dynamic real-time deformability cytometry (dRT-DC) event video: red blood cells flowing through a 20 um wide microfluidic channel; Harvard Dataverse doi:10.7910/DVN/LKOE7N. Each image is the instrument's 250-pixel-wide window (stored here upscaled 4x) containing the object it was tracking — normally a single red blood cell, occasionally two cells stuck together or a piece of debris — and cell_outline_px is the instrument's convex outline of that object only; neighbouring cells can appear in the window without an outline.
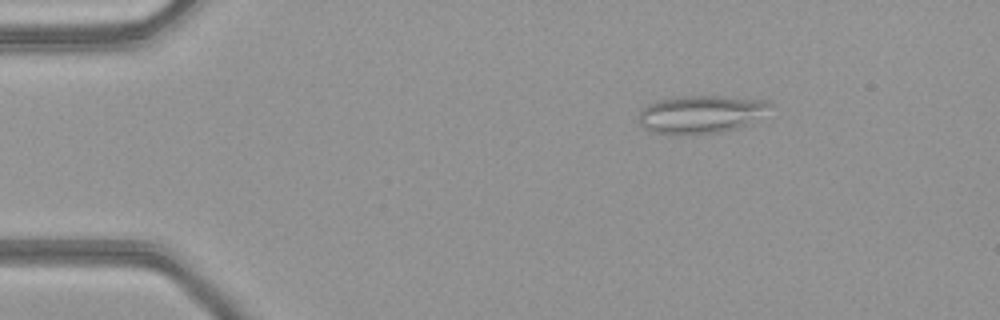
{"species": "common noctule bat (a hibernating species)", "species_latin": "Nyctalus noctula", "temperature_condition": "warm", "stored_images_in_passage": 43, "camera_frame_rate_fps": 3000, "um_per_image_px": 0.085, "animal": {"sex": "female", "body_mass_g": 21.9}, "frame": {"image": 1, "passage_image": 1, "time_ms": 0.0, "image_size_px": [1000, 320], "cell_outline_px": [[772, 104], [752, 124], [720, 132], [652, 132], [644, 128], [636, 120], [640, 108], [656, 100], [680, 96], [720, 96], [772, 100]], "centroid_in_image_um": [59.57, 9.67], "position_along_channel_um": 25.4, "area_um2": 28.73}}
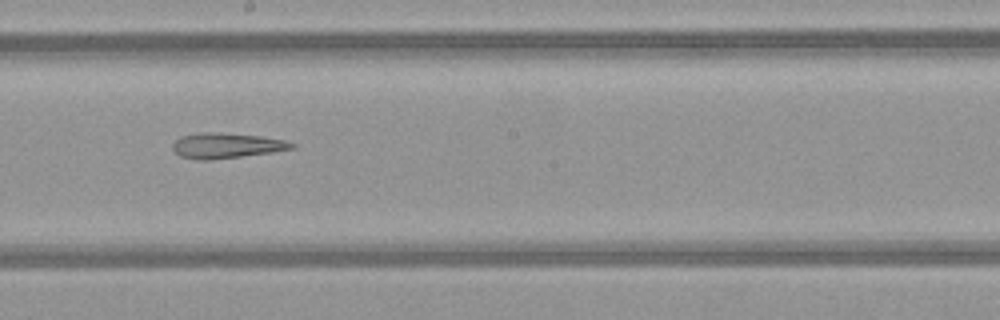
{"frame": {"image": 2, "passage_image": 21, "time_ms": 6.667, "image_size_px": [1000, 320], "cell_outline_px": [[296, 148], [272, 152], [212, 160], [196, 160], [180, 156], [172, 148], [172, 144], [180, 136], [200, 132], [212, 132], [260, 136], [284, 140], [296, 144]], "centroid_in_image_um": [19.23, 12.38], "position_along_channel_um": 229.0, "area_um2": 17.57}}
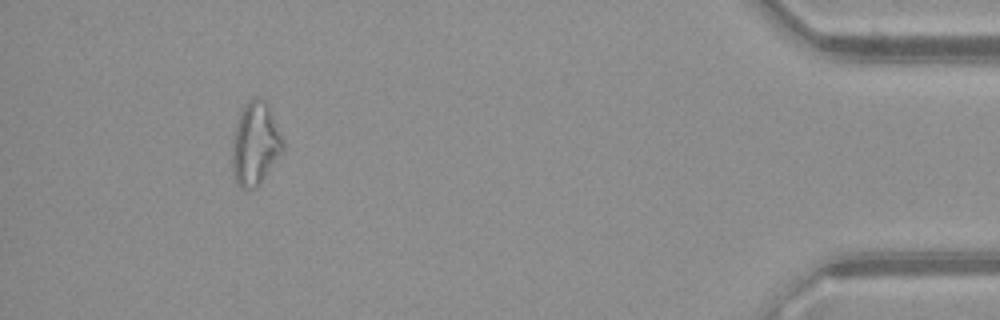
{"frame": {"image": 3, "passage_image": 39, "time_ms": 12.667, "image_size_px": [1000, 320], "cell_outline_px": [[284, 152], [256, 188], [248, 192], [240, 188], [236, 184], [232, 172], [232, 140], [236, 124], [240, 112], [244, 104], [248, 100], [256, 96], [264, 100], [276, 124], [284, 144]], "centroid_in_image_um": [21.67, 12.29], "position_along_channel_um": 413.5, "area_um2": 24.8}}